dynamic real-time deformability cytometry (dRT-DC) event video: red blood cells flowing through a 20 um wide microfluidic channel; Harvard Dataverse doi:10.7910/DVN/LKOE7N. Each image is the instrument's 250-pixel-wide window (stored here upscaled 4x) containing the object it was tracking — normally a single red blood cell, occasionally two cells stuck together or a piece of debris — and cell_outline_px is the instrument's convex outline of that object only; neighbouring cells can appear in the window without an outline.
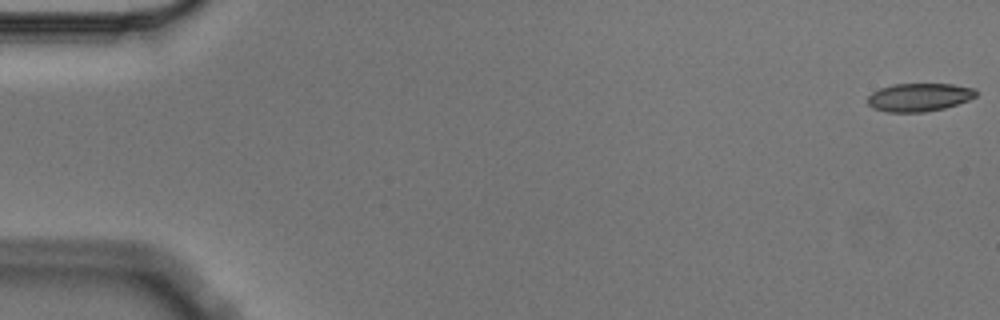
{"species": "Egyptian fruit bat (a non-hibernating species)", "species_latin": "Rousettus aegyptiacus", "temperature_condition": "cold", "stored_images_in_passage": 9, "camera_frame_rate_fps": 3000, "um_per_image_px": 0.085, "animal": {"sex": "male"}, "frame": {"image": 1, "passage_image": 1, "time_ms": 0.0, "image_size_px": [1000, 320], "cell_outline_px": [[976, 96], [968, 100], [944, 108], [924, 112], [888, 112], [872, 108], [868, 104], [868, 96], [872, 92], [880, 88], [892, 84], [952, 84], [976, 88]], "centroid_in_image_um": [78.11, 8.26], "position_along_channel_um": 6.9, "area_um2": 17.8}}
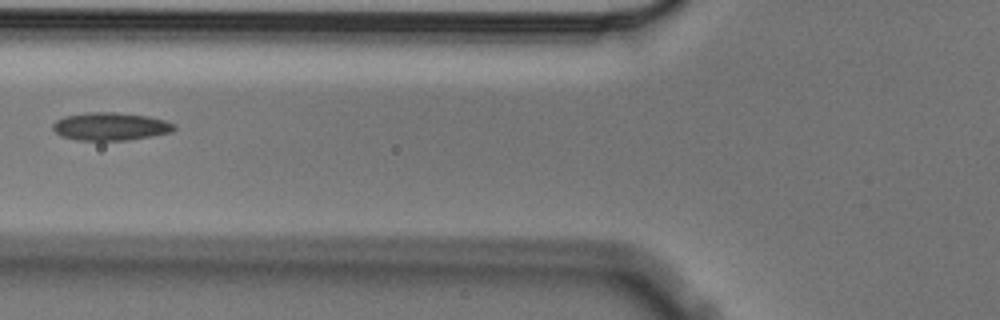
{"frame": {"image": 2, "passage_image": 6, "time_ms": 1.667, "image_size_px": [1000, 320], "cell_outline_px": [[176, 128], [172, 132], [152, 136], [128, 140], [76, 140], [60, 136], [52, 128], [52, 124], [56, 120], [64, 116], [88, 112], [112, 112], [148, 116], [164, 120], [176, 124]], "centroid_in_image_um": [9.38, 10.75], "position_along_channel_um": 116.4, "area_um2": 19.83}}
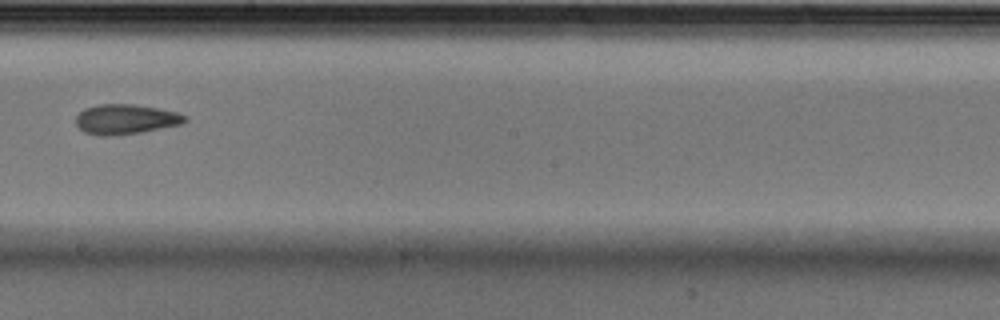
{"frame": {"image": 3, "passage_image": 9, "time_ms": 2.667, "image_size_px": [1000, 320], "cell_outline_px": [[188, 120], [180, 124], [140, 132], [108, 136], [100, 136], [84, 132], [76, 124], [76, 116], [84, 108], [96, 104], [136, 104], [176, 112], [188, 116]], "centroid_in_image_um": [10.65, 10.12], "position_along_channel_um": 237.5, "area_um2": 18.96}}